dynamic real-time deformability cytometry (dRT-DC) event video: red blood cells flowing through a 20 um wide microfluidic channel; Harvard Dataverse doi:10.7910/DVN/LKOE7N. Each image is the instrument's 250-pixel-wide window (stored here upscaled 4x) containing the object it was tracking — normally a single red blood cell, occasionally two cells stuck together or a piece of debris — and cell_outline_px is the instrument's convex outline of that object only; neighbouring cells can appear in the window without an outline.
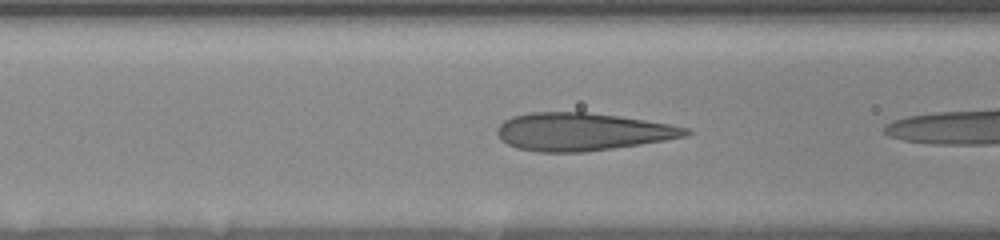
{"species": "human", "species_latin": "Homo sapiens", "temperature_condition": "room temperature", "stored_images_in_passage": 8, "camera_frame_rate_fps": 3000, "um_per_image_px": 0.085, "donor": {"sex": "female"}, "frame": {"image": 1, "passage_image": 3, "time_ms": 0.667, "image_size_px": [1000, 240], "cell_outline_px": [[692, 132], [688, 136], [640, 144], [584, 152], [536, 152], [516, 148], [500, 140], [496, 132], [496, 128], [504, 120], [512, 116], [528, 112], [588, 112], [620, 116], [668, 124], [688, 128]], "centroid_in_image_um": [49.44, 11.19], "position_along_channel_um": 117.2, "area_um2": 41.62}}
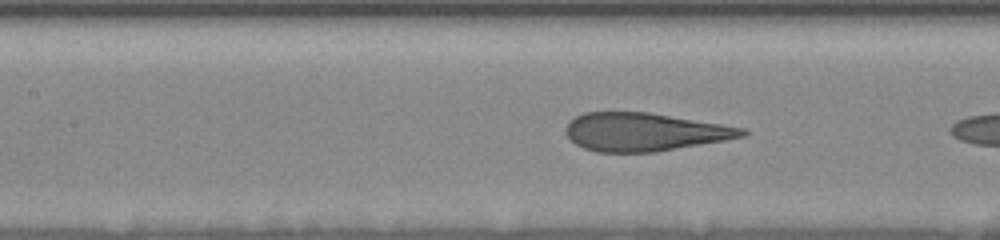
{"frame": {"image": 2, "passage_image": 6, "time_ms": 1.667, "image_size_px": [1000, 240], "cell_outline_px": [[748, 132], [744, 136], [724, 140], [656, 152], [596, 152], [584, 148], [576, 144], [564, 132], [564, 128], [576, 116], [584, 112], [648, 112], [744, 128]], "centroid_in_image_um": [54.74, 11.22], "position_along_channel_um": 152.7, "area_um2": 38.9}}